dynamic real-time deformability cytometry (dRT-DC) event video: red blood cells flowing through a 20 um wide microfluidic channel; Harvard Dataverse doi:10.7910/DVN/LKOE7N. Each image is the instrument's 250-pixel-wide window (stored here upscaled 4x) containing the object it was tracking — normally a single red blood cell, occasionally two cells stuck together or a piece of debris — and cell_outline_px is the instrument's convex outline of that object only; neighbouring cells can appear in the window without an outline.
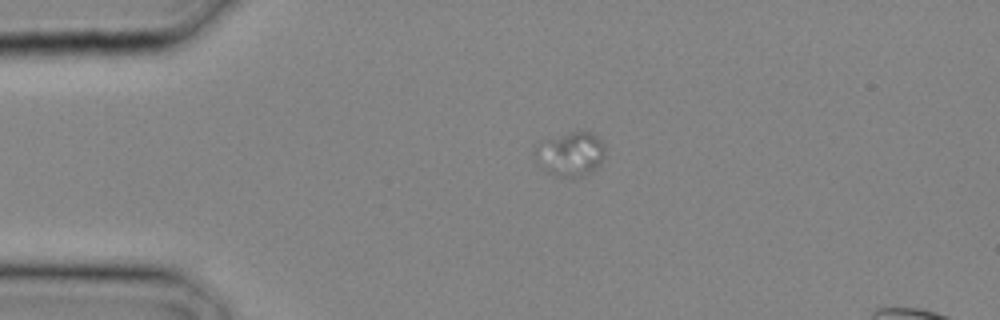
{"species": "common noctule bat (a hibernating species)", "species_latin": "Nyctalus noctula", "temperature_condition": "cold", "stored_images_in_passage": 9, "camera_frame_rate_fps": 3000, "um_per_image_px": 0.085, "animal": {"sex": "male", "body_mass_g": 20.4}, "frame": {"image": 1, "passage_image": 4, "time_ms": 1.0, "image_size_px": [1000, 320], "cell_outline_px": [[604, 156], [600, 164], [592, 172], [572, 180], [552, 176], [540, 168], [536, 164], [532, 152], [536, 144], [544, 140], [568, 132], [592, 132], [604, 144]], "centroid_in_image_um": [48.41, 13.15], "position_along_channel_um": 36.6, "area_um2": 18.84}}
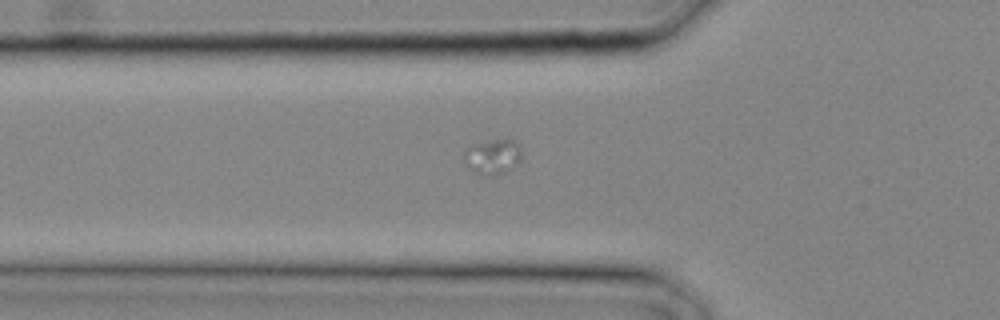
{"frame": {"image": 2, "passage_image": 8, "time_ms": 2.333, "image_size_px": [1000, 320], "cell_outline_px": [[520, 164], [504, 172], [484, 176], [476, 172], [464, 160], [464, 152], [468, 148], [476, 144], [492, 140], [512, 140], [520, 144]], "centroid_in_image_um": [41.93, 13.31], "position_along_channel_um": 83.9, "area_um2": 11.39}}